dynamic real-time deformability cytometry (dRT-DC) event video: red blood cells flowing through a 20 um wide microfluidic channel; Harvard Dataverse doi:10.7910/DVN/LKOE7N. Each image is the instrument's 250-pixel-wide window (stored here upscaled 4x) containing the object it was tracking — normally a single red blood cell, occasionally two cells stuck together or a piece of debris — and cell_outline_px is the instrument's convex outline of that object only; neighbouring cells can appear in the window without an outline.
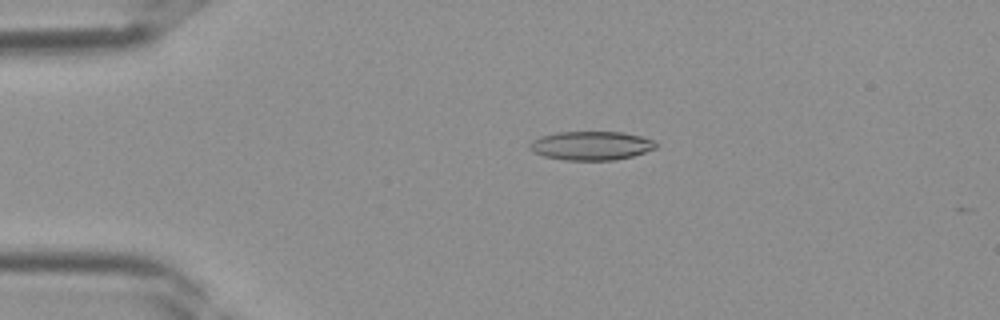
{"species": "Egyptian fruit bat (a non-hibernating species)", "species_latin": "Rousettus aegyptiacus", "temperature_condition": "room temperature", "stored_images_in_passage": 39, "camera_frame_rate_fps": 3000, "um_per_image_px": 0.085, "frame": {"image": 1, "passage_image": 8, "time_ms": 2.333, "image_size_px": [1000, 320], "cell_outline_px": [[656, 148], [632, 156], [616, 160], [564, 160], [544, 156], [532, 152], [528, 148], [528, 144], [532, 140], [540, 136], [556, 132], [620, 132], [640, 136], [652, 140], [656, 144]], "centroid_in_image_um": [50.18, 12.38], "position_along_channel_um": 34.8, "area_um2": 21.21}}
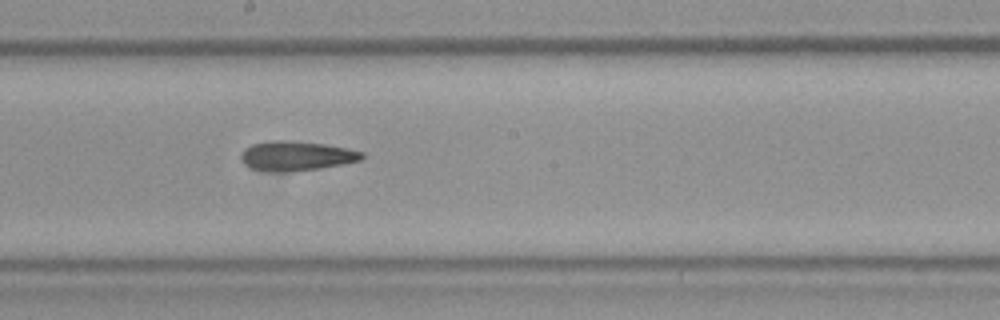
{"frame": {"image": 2, "passage_image": 21, "time_ms": 6.667, "image_size_px": [1000, 320], "cell_outline_px": [[364, 156], [360, 160], [344, 164], [320, 168], [284, 172], [276, 172], [252, 168], [244, 164], [240, 160], [240, 152], [244, 148], [252, 144], [272, 140], [292, 140], [324, 144], [348, 148], [364, 152]], "centroid_in_image_um": [25.17, 13.24], "position_along_channel_um": 223.0, "area_um2": 20.98}}
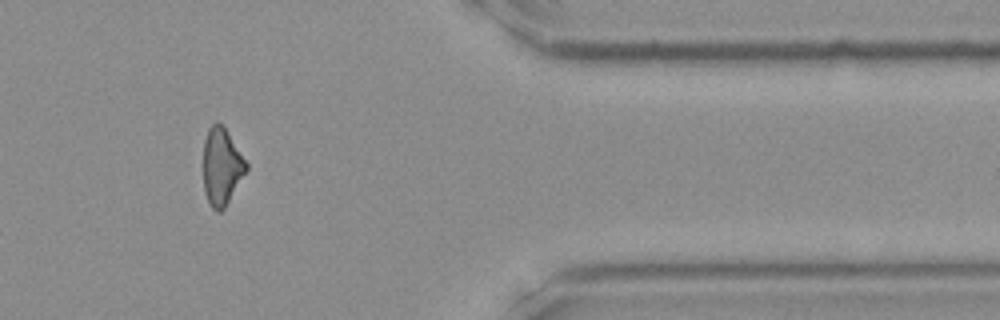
{"frame": {"image": 3, "passage_image": 32, "time_ms": 10.333, "image_size_px": [1000, 320], "cell_outline_px": [[248, 168], [224, 208], [220, 212], [216, 212], [208, 204], [204, 192], [204, 140], [208, 128], [216, 120], [224, 124], [248, 164]], "centroid_in_image_um": [18.83, 14.12], "position_along_channel_um": 392.6, "area_um2": 19.48}}